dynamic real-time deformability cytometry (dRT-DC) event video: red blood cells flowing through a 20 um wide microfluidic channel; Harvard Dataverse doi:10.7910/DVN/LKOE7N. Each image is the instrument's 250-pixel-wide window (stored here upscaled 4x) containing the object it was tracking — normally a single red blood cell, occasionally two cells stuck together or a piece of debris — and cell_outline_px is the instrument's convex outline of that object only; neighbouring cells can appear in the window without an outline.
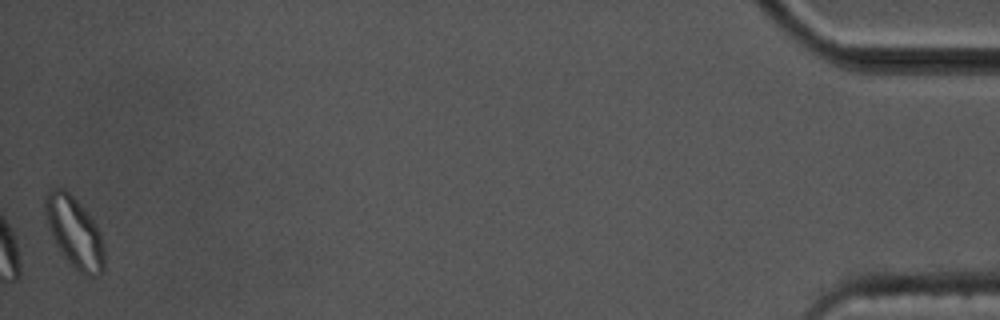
{"species": "common noctule bat (a hibernating species)", "species_latin": "Nyctalus noctula", "temperature_condition": "cold", "stored_images_in_passage": 43, "segment_of_instrument_passage": [2, 2], "camera_frame_rate_fps": 3000, "um_per_image_px": 0.085, "animal": {"sex": "male", "body_mass_g": 17.5, "forearm_length_mm": 52.3}, "frame": {"image": 1, "passage_image": 43, "time_ms": 14.0, "image_size_px": [1000, 320], "cell_outline_px": [[104, 272], [96, 276], [88, 276], [76, 272], [64, 256], [56, 244], [48, 228], [44, 212], [44, 196], [52, 188], [64, 188], [80, 204], [96, 224], [100, 232], [104, 248]], "centroid_in_image_um": [6.33, 19.77], "position_along_channel_um": 428.9, "area_um2": 24.57}}